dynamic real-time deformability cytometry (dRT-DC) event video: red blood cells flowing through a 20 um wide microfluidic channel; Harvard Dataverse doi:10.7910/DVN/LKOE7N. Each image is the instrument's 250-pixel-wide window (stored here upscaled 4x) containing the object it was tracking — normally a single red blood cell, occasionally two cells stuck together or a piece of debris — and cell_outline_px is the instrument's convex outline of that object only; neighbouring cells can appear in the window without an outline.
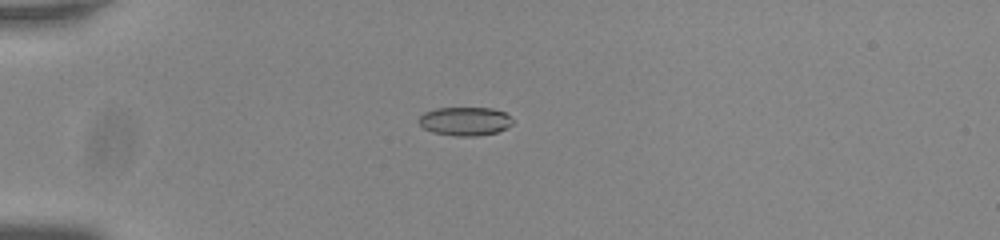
{"species": "common noctule bat (a hibernating species)", "species_latin": "Nyctalus noctula", "temperature_condition": "room temperature", "stored_images_in_passage": 41, "camera_frame_rate_fps": 3000, "um_per_image_px": 0.085, "animal": {"sex": "male", "body_mass_g": 20.0, "forearm_length_mm": 53.3}, "frame": {"image": 1, "passage_image": 1, "time_ms": 0.0, "image_size_px": [1000, 240], "cell_outline_px": [[512, 124], [508, 128], [496, 132], [476, 136], [456, 136], [432, 132], [424, 128], [420, 124], [420, 116], [424, 112], [436, 108], [492, 108], [504, 112], [512, 120]], "centroid_in_image_um": [39.53, 10.3], "position_along_channel_um": 45.5, "area_um2": 15.55}}
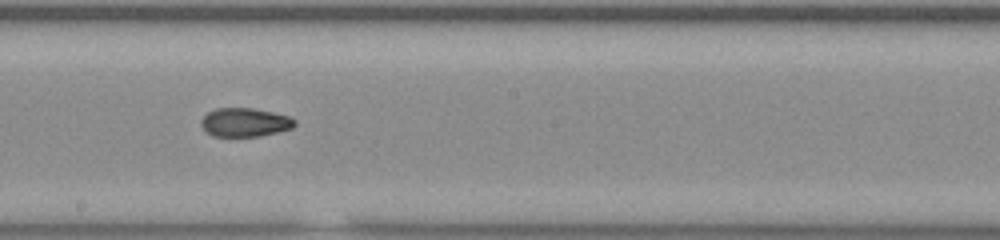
{"frame": {"image": 2, "passage_image": 18, "time_ms": 5.667, "image_size_px": [1000, 240], "cell_outline_px": [[296, 124], [292, 128], [260, 136], [212, 136], [200, 124], [200, 120], [208, 112], [216, 108], [252, 108], [272, 112], [288, 116], [296, 120]], "centroid_in_image_um": [20.81, 10.39], "position_along_channel_um": 227.4, "area_um2": 15.55}}
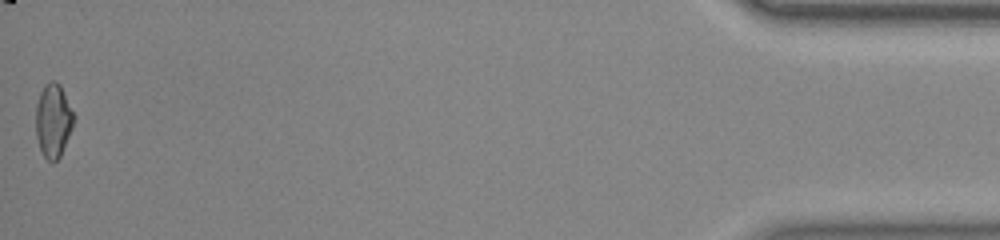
{"frame": {"image": 3, "passage_image": 41, "time_ms": 13.333, "image_size_px": [1000, 240], "cell_outline_px": [[72, 128], [60, 156], [56, 160], [48, 160], [44, 156], [40, 148], [36, 136], [36, 104], [40, 92], [44, 84], [52, 80], [56, 80], [60, 84], [72, 112]], "centroid_in_image_um": [4.49, 10.21], "position_along_channel_um": 430.7, "area_um2": 15.9}, "authors_computed_cell_mechanics": {"area_um2": 15.9528, "velocity_mm_per_s": 3.7708, "shape_relaxation_time_tau1_ms": null, "shape_relaxation_time_tau2_ms": 1.8381, "deformation_change_tau1": null, "deformation_change_tau2": 0.063}}